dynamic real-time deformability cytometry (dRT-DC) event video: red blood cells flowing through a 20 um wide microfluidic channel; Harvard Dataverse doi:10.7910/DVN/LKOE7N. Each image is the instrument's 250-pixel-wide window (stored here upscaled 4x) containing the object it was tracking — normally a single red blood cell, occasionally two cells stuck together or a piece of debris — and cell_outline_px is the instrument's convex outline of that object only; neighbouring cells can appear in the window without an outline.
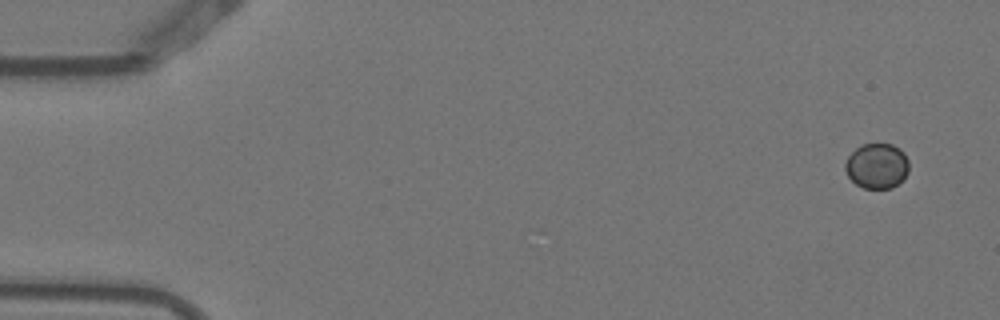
{"species": "Egyptian fruit bat (a non-hibernating species)", "species_latin": "Rousettus aegyptiacus", "temperature_condition": "warm", "stored_images_in_passage": 4, "camera_frame_rate_fps": 3000, "um_per_image_px": 0.085, "animal": {"sex": "female"}, "frame": {"image": 1, "passage_image": 1, "time_ms": 0.0, "image_size_px": [1000, 320], "cell_outline_px": [[908, 172], [904, 180], [892, 188], [864, 188], [856, 184], [848, 176], [844, 168], [844, 164], [848, 156], [860, 144], [892, 144], [900, 148], [904, 152], [908, 160]], "centroid_in_image_um": [74.55, 14.1], "position_along_channel_um": 10.5, "area_um2": 16.99}}
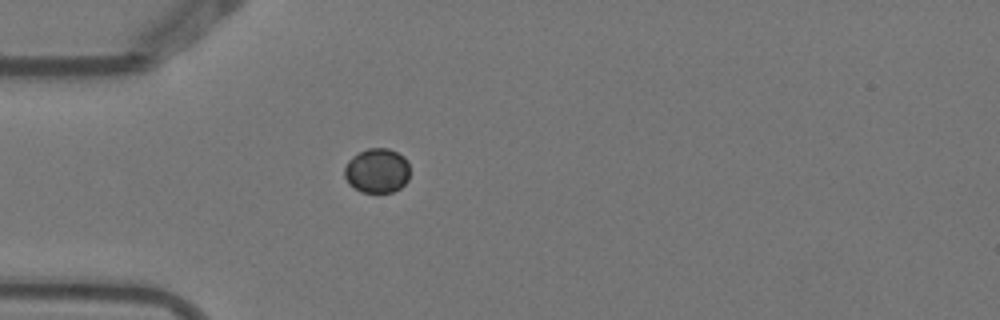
{"frame": {"image": 2, "passage_image": 4, "time_ms": 1.0, "image_size_px": [1000, 320], "cell_outline_px": [[408, 180], [400, 188], [392, 192], [360, 192], [348, 184], [344, 176], [344, 168], [348, 160], [352, 156], [368, 148], [388, 148], [404, 156], [408, 160]], "centroid_in_image_um": [32.03, 14.51], "position_along_channel_um": 53.0, "area_um2": 17.11}}